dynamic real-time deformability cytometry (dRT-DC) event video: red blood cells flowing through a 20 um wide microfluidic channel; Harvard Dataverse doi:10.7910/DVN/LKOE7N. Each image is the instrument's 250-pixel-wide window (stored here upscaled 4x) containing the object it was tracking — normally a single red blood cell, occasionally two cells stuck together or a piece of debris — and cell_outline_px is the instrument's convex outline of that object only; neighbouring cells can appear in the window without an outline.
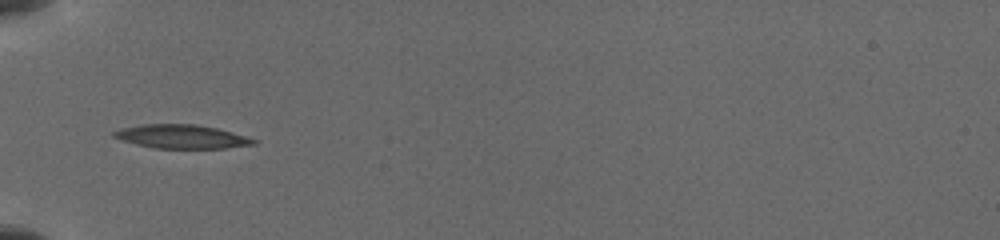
{"species": "common noctule bat (a hibernating species)", "species_latin": "Nyctalus noctula", "temperature_condition": "cold", "stored_images_in_passage": 29, "camera_frame_rate_fps": 3000, "um_per_image_px": 0.085, "animal": {"sex": "female", "body_mass_g": 19.5, "forearm_length_mm": 54.1}, "frame": {"image": 1, "passage_image": 1, "time_ms": 0.0, "image_size_px": [1000, 240], "cell_outline_px": [[256, 144], [224, 148], [152, 148], [136, 144], [112, 136], [112, 132], [120, 128], [140, 124], [196, 124], [216, 128], [232, 132], [256, 140]], "centroid_in_image_um": [15.39, 11.6], "position_along_channel_um": 69.6, "area_um2": 19.19}}
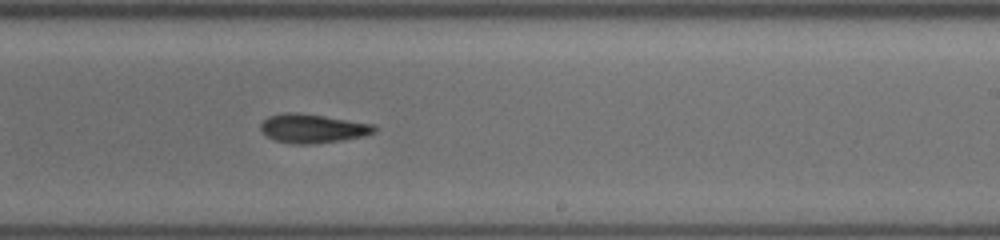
{"frame": {"image": 2, "passage_image": 17, "time_ms": 5.0, "image_size_px": [1000, 240], "cell_outline_px": [[376, 132], [364, 136], [344, 140], [312, 144], [292, 144], [276, 140], [264, 136], [260, 128], [260, 124], [268, 116], [284, 112], [300, 112], [376, 124]], "centroid_in_image_um": [26.58, 10.91], "position_along_channel_um": 262.4, "area_um2": 19.54}}
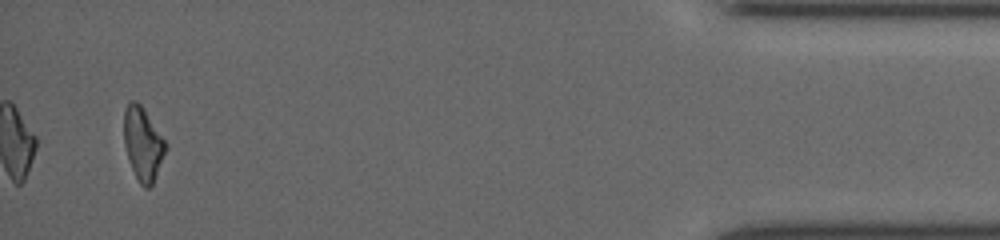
{"frame": {"image": 3, "passage_image": 29, "time_ms": 10.667, "image_size_px": [1000, 240], "cell_outline_px": [[168, 148], [152, 184], [148, 188], [144, 188], [140, 184], [128, 160], [124, 144], [124, 108], [132, 100], [136, 100], [140, 104], [168, 144]], "centroid_in_image_um": [12.15, 12.22], "position_along_channel_um": 423.1, "area_um2": 17.74}}